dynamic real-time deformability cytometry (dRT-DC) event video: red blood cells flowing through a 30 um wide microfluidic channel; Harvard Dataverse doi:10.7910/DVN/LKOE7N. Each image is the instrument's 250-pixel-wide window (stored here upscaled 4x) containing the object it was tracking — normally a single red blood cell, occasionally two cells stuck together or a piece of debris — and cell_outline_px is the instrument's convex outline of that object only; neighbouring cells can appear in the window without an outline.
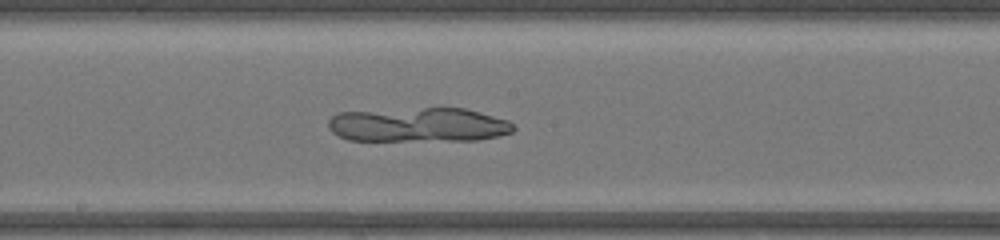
{"species": "common noctule bat (a hibernating species)", "species_latin": "Nyctalus noctula", "temperature_condition": "warm", "stored_images_in_passage": 48, "camera_frame_rate_fps": 3000, "um_per_image_px": 0.085, "animal": {"sex": "female", "body_mass_g": 17.0, "forearm_length_mm": 48.0}, "frame": {"image": 1, "passage_image": 27, "time_ms": 8.667, "image_size_px": [1000, 240], "cell_outline_px": [[516, 128], [512, 132], [496, 136], [476, 140], [348, 140], [336, 136], [328, 128], [328, 120], [336, 112], [424, 108], [464, 108], [508, 120]], "centroid_in_image_um": [35.52, 10.61], "position_along_channel_um": 212.7, "area_um2": 36.99}}